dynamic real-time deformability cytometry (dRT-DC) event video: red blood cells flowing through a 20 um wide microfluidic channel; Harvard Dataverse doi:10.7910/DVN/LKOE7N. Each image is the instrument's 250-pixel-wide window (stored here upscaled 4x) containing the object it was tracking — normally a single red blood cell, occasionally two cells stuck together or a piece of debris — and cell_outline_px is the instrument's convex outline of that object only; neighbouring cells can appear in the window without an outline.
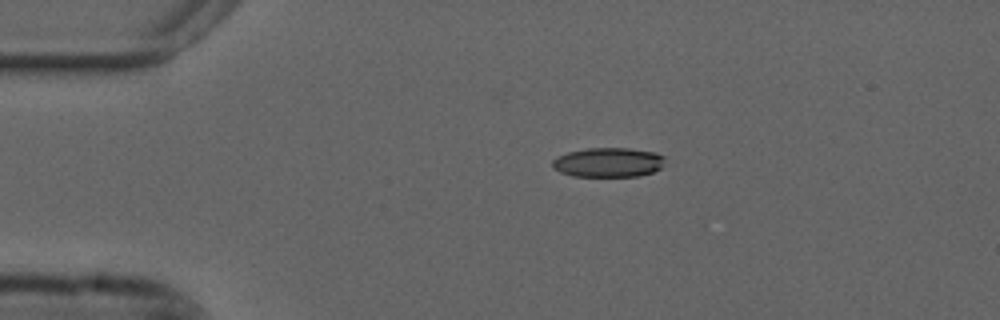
{"species": "common noctule bat (a hibernating species)", "species_latin": "Nyctalus noctula", "temperature_condition": "cold", "stored_images_in_passage": 45, "camera_frame_rate_fps": 3000, "um_per_image_px": 0.085, "animal": {"sex": "male", "forearm_length_mm": 52.5}, "frame": {"image": 1, "passage_image": 1, "time_ms": 0.0, "image_size_px": [1000, 320], "cell_outline_px": [[664, 156], [660, 168], [652, 172], [640, 176], [572, 176], [560, 172], [552, 168], [552, 160], [568, 152], [588, 148], [628, 148], [656, 152]], "centroid_in_image_um": [51.69, 13.8], "position_along_channel_um": 33.3, "area_um2": 19.25}}
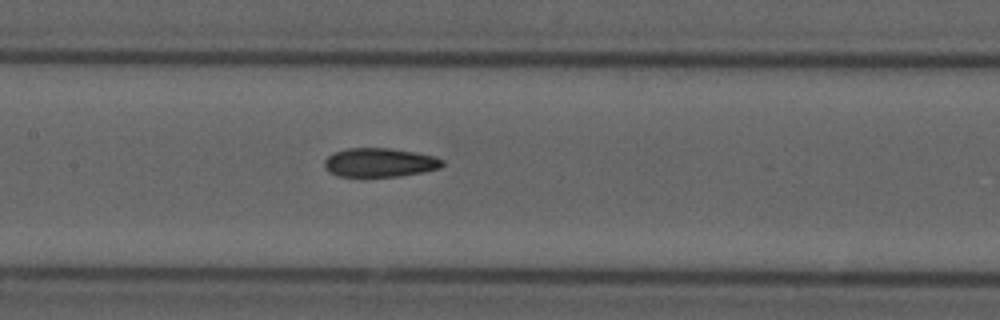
{"frame": {"image": 2, "passage_image": 16, "time_ms": 5.0, "image_size_px": [1000, 320], "cell_outline_px": [[444, 164], [440, 168], [424, 172], [400, 176], [364, 180], [336, 176], [328, 172], [324, 168], [324, 160], [332, 152], [348, 148], [388, 148], [412, 152], [432, 156], [444, 160]], "centroid_in_image_um": [32.18, 13.87], "position_along_channel_um": 175.2, "area_um2": 20.81}}
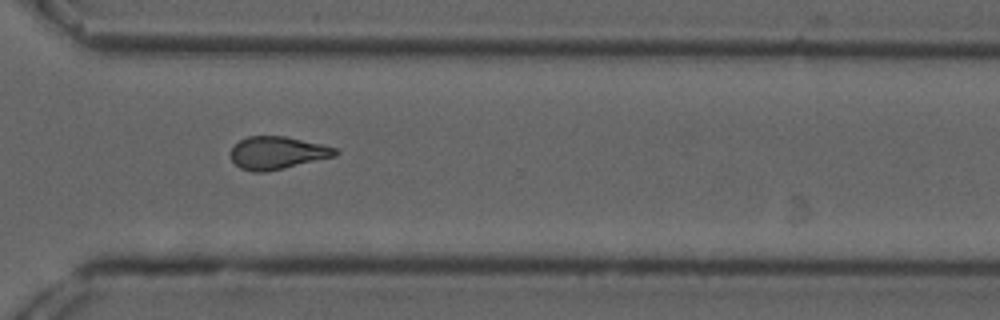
{"frame": {"image": 3, "passage_image": 30, "time_ms": 9.667, "image_size_px": [1000, 320], "cell_outline_px": [[340, 152], [336, 156], [284, 168], [264, 172], [252, 172], [240, 168], [232, 160], [232, 148], [240, 140], [248, 136], [284, 136], [320, 144], [336, 148]], "centroid_in_image_um": [23.58, 13.0], "position_along_channel_um": 347.0, "area_um2": 19.71}, "authors_computed_cell_mechanics": {"area_um2": 20.1144, "velocity_mm_per_s": 3.7006, "shape_relaxation_time_tau1_ms": null, "shape_relaxation_time_tau2_ms": 3.7948, "deformation_change_tau1": null, "deformation_change_tau2": 0.1178}}